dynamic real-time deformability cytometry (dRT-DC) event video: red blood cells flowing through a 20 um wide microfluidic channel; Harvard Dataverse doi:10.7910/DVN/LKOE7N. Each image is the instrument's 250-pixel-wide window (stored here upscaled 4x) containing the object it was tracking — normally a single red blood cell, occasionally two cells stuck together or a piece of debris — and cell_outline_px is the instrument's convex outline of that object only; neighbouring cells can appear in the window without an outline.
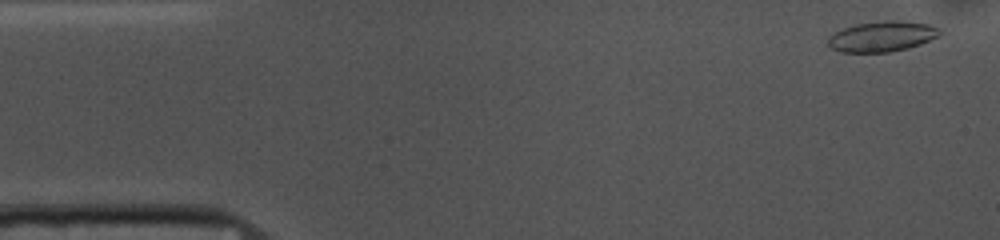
{"species": "common noctule bat (a hibernating species)", "species_latin": "Nyctalus noctula", "temperature_condition": "cold", "stored_images_in_passage": 52, "camera_frame_rate_fps": 3000, "um_per_image_px": 0.085, "animal": {"sex": "female", "body_mass_g": 10.0, "forearm_length_mm": 53.1}, "frame": {"image": 1, "passage_image": 2, "time_ms": 0.333, "image_size_px": [1000, 240], "cell_outline_px": [[944, 32], [940, 36], [920, 44], [908, 48], [892, 52], [840, 52], [832, 48], [828, 44], [828, 36], [844, 28], [856, 24], [884, 20], [904, 20], [928, 24], [940, 28]], "centroid_in_image_um": [75.03, 3.09], "position_along_channel_um": 10.0, "area_um2": 20.06}}
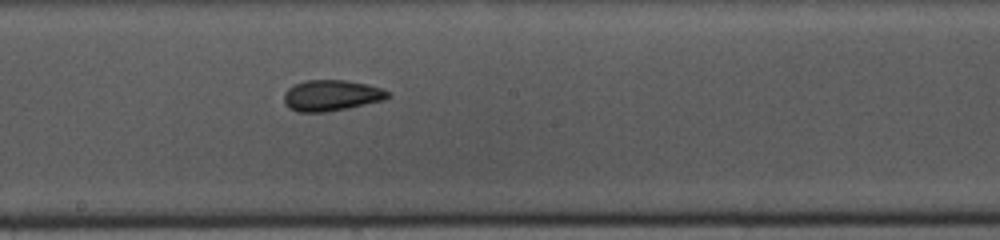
{"frame": {"image": 2, "passage_image": 27, "time_ms": 8.667, "image_size_px": [1000, 240], "cell_outline_px": [[392, 96], [384, 100], [348, 108], [324, 112], [296, 112], [288, 108], [284, 104], [284, 92], [288, 88], [304, 80], [344, 80], [364, 84], [380, 88], [388, 92]], "centroid_in_image_um": [28.13, 8.12], "position_along_channel_um": 220.1, "area_um2": 18.73}}
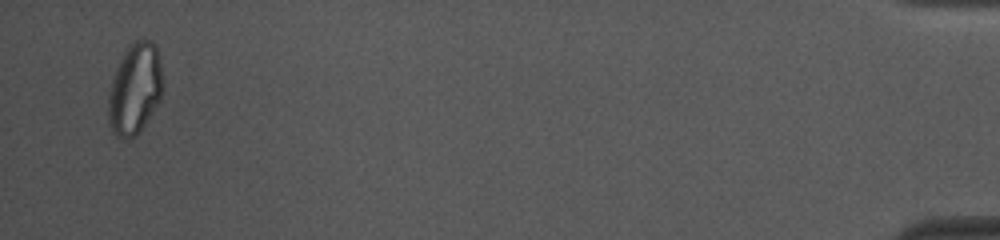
{"frame": {"image": 3, "passage_image": 51, "time_ms": 16.667, "image_size_px": [1000, 240], "cell_outline_px": [[164, 92], [160, 100], [140, 132], [136, 136], [128, 140], [124, 140], [116, 136], [112, 132], [108, 116], [108, 92], [112, 76], [128, 44], [136, 40], [148, 40], [156, 48], [164, 80]], "centroid_in_image_um": [11.46, 7.6], "position_along_channel_um": 423.7, "area_um2": 29.36}, "authors_computed_cell_mechanics": {"area_um2": 19.4497, "velocity_mm_per_s": 3.6965, "shape_relaxation_time_tau1_ms": 7.4259, "shape_relaxation_time_tau2_ms": 1.9281, "deformation_change_tau1": 0.164, "deformation_change_tau2": 0.0763}}